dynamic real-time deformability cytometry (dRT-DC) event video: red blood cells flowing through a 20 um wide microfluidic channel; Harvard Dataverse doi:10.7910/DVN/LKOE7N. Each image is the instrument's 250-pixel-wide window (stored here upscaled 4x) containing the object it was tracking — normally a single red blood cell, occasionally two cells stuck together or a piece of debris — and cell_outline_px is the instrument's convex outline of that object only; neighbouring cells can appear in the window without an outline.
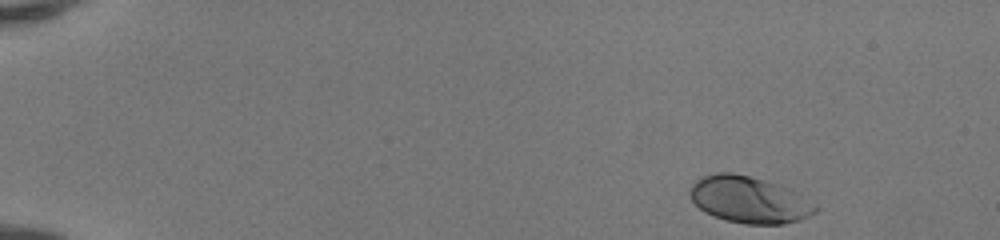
{"species": "human", "species_latin": "Homo sapiens", "temperature_condition": "room temperature", "stored_images_in_passage": 45, "camera_frame_rate_fps": 3000, "um_per_image_px": 0.085, "donor": {"sex": "female"}, "frame": {"image": 1, "passage_image": 1, "time_ms": 0.0, "image_size_px": [1000, 240], "cell_outline_px": [[820, 208], [816, 212], [800, 220], [784, 224], [744, 224], [712, 216], [704, 212], [692, 200], [688, 192], [692, 184], [696, 180], [704, 176], [716, 172], [732, 172], [764, 180], [776, 184], [796, 192]], "centroid_in_image_um": [63.65, 16.98], "position_along_channel_um": 21.3, "area_um2": 33.93}}
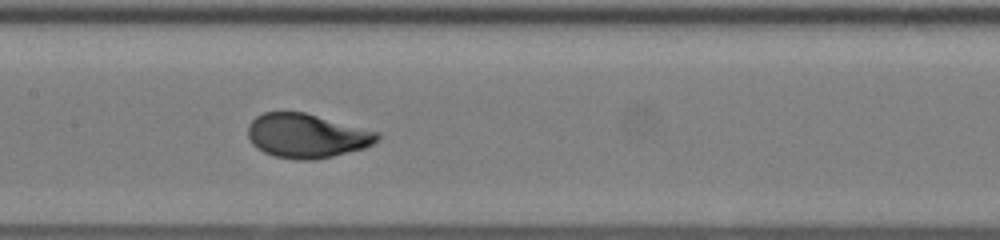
{"frame": {"image": 2, "passage_image": 22, "time_ms": 7.0, "image_size_px": [1000, 240], "cell_outline_px": [[380, 140], [364, 148], [316, 160], [296, 160], [276, 156], [264, 152], [256, 148], [248, 140], [248, 124], [256, 116], [264, 112], [304, 112], [380, 132]], "centroid_in_image_um": [26.07, 11.54], "position_along_channel_um": 181.3, "area_um2": 33.47}}
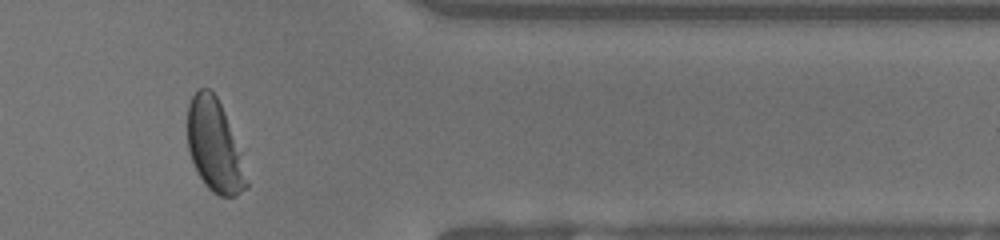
{"frame": {"image": 3, "passage_image": 38, "time_ms": 12.333, "image_size_px": [1000, 240], "cell_outline_px": [[248, 188], [236, 196], [220, 196], [212, 192], [204, 184], [196, 172], [188, 152], [188, 104], [192, 96], [200, 88], [208, 88], [216, 96], [224, 112], [248, 180]], "centroid_in_image_um": [18.19, 12.44], "position_along_channel_um": 393.2, "area_um2": 31.1}, "authors_computed_cell_mechanics": {"area_um2": 32.8882, "velocity_mm_per_s": 4.1731, "shape_relaxation_time_tau1_ms": 2.2417, "shape_relaxation_time_tau2_ms": null, "deformation_change_tau1": 0.1657, "deformation_change_tau2": null}}